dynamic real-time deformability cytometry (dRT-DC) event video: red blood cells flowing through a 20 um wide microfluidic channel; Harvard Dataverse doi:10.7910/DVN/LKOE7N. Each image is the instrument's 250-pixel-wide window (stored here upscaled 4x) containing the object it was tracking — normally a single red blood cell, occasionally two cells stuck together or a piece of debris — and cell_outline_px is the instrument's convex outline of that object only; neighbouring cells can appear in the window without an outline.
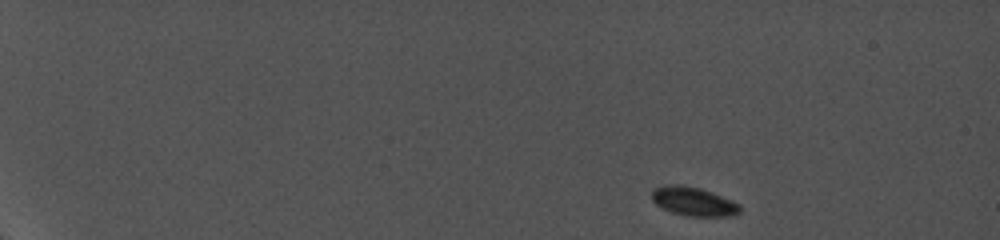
{"species": "common noctule bat (a hibernating species)", "species_latin": "Nyctalus noctula", "temperature_condition": "cold", "stored_images_in_passage": 34, "camera_frame_rate_fps": 5000, "um_per_image_px": 0.085, "animal": {"sex": "female", "body_mass_g": 19.0, "forearm_length_mm": 56.7}, "frame": {"image": 1, "passage_image": 1, "time_ms": 0.0, "image_size_px": [1000, 240], "cell_outline_px": [[740, 212], [736, 216], [688, 216], [672, 212], [656, 204], [652, 200], [652, 188], [668, 184], [684, 184], [700, 188], [712, 192], [732, 200], [740, 204]], "centroid_in_image_um": [58.96, 17.11], "position_along_channel_um": 26.0, "area_um2": 14.97}}
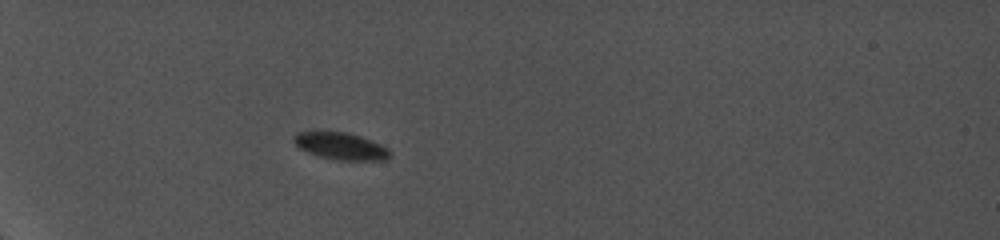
{"frame": {"image": 2, "passage_image": 33, "time_ms": 4.0, "image_size_px": [1000, 240], "cell_outline_px": [[392, 156], [384, 160], [336, 160], [320, 156], [308, 152], [300, 148], [292, 140], [292, 136], [296, 132], [348, 132], [360, 136], [380, 144], [388, 148], [392, 152]], "centroid_in_image_um": [28.99, 12.42], "position_along_channel_um": 56.0, "area_um2": 15.14}}